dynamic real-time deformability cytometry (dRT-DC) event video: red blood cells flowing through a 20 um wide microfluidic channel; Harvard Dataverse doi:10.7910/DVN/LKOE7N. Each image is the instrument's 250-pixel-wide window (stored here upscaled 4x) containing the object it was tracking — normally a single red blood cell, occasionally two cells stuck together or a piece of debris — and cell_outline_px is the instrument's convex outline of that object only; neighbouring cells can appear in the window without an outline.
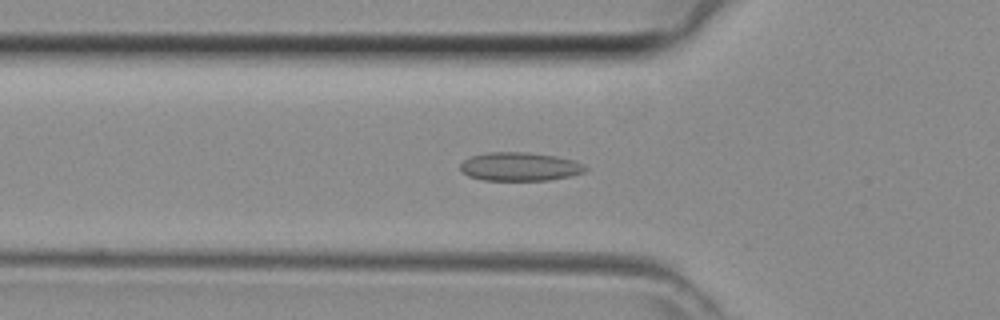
{"species": "common noctule bat (a hibernating species)", "species_latin": "Nyctalus noctula", "temperature_condition": "room temperature", "stored_images_in_passage": 44, "camera_frame_rate_fps": 3000, "um_per_image_px": 0.085, "animal": {"sex": "female", "body_mass_g": 29.2, "forearm_length_mm": 56.3}, "frame": {"image": 1, "passage_image": 14, "time_ms": 4.333, "image_size_px": [1000, 320], "cell_outline_px": [[588, 168], [584, 172], [568, 176], [548, 180], [484, 180], [468, 176], [460, 172], [460, 164], [464, 160], [472, 156], [488, 152], [528, 152], [556, 156], [572, 160], [584, 164]], "centroid_in_image_um": [44.15, 14.16], "position_along_channel_um": 81.6, "area_um2": 20.81}}
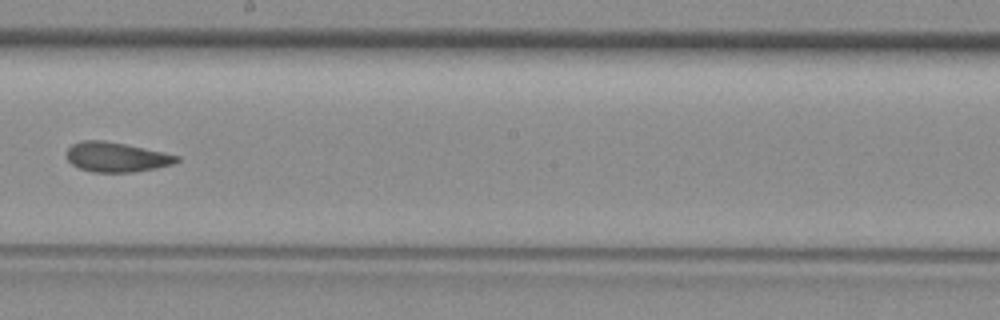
{"frame": {"image": 2, "passage_image": 24, "time_ms": 7.667, "image_size_px": [1000, 320], "cell_outline_px": [[180, 160], [172, 164], [156, 168], [132, 172], [92, 172], [80, 168], [72, 164], [68, 160], [68, 148], [72, 144], [84, 140], [104, 140], [164, 152], [180, 156]], "centroid_in_image_um": [9.91, 13.35], "position_along_channel_um": 238.3, "area_um2": 18.9}}
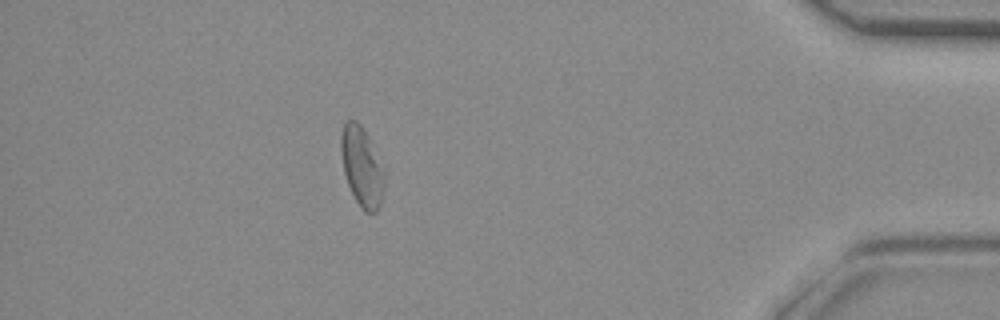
{"frame": {"image": 3, "passage_image": 38, "time_ms": 12.333, "image_size_px": [1000, 320], "cell_outline_px": [[384, 184], [380, 208], [376, 212], [364, 212], [360, 208], [348, 184], [344, 172], [340, 152], [340, 136], [344, 124], [348, 120], [356, 120], [360, 124], [368, 136], [384, 168]], "centroid_in_image_um": [30.75, 14.17], "position_along_channel_um": 404.4, "area_um2": 20.17}}